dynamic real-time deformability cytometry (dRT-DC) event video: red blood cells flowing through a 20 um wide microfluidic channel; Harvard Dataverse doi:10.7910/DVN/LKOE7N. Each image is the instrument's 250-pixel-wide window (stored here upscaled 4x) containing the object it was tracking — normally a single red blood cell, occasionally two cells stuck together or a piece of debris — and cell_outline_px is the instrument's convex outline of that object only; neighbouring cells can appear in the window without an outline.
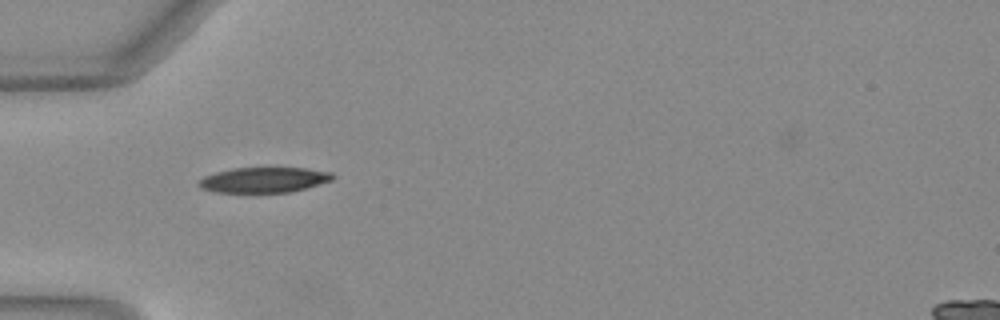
{"species": "Egyptian fruit bat (a non-hibernating species)", "species_latin": "Rousettus aegyptiacus", "temperature_condition": "warm", "stored_images_in_passage": 5, "camera_frame_rate_fps": 3000, "um_per_image_px": 0.085, "animal": {"sex": "female"}, "frame": {"image": 1, "passage_image": 1, "time_ms": 0.0, "image_size_px": [1000, 320], "cell_outline_px": [[336, 176], [332, 180], [308, 188], [288, 192], [216, 192], [200, 188], [200, 180], [204, 176], [216, 172], [232, 168], [304, 168], [332, 172]], "centroid_in_image_um": [22.48, 15.29], "position_along_channel_um": 62.5, "area_um2": 19.65}}